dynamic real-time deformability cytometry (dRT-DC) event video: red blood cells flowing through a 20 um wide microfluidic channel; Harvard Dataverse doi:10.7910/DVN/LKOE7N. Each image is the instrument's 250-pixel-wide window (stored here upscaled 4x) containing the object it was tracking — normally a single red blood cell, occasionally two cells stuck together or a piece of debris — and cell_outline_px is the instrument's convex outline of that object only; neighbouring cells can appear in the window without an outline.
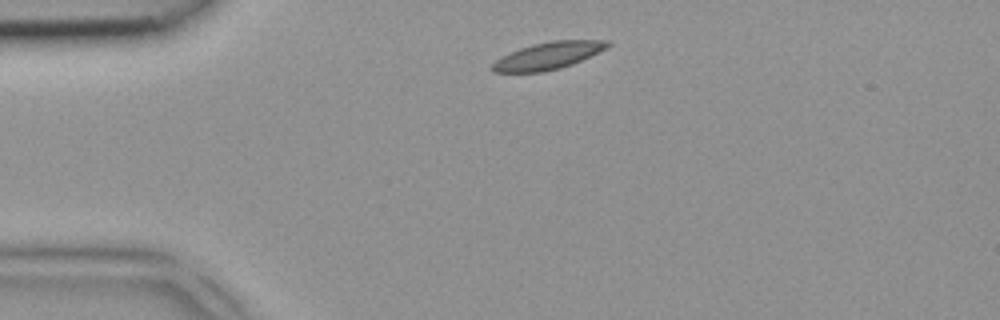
{"species": "common noctule bat (a hibernating species)", "species_latin": "Nyctalus noctula", "temperature_condition": "room temperature", "stored_images_in_passage": 2, "camera_frame_rate_fps": 3000, "um_per_image_px": 0.085, "animal": {"sex": "female", "body_mass_g": 18.4}, "frame": {"image": 1, "passage_image": 1, "time_ms": 0.0, "image_size_px": [1000, 320], "cell_outline_px": [[612, 44], [572, 64], [560, 68], [544, 72], [492, 72], [488, 68], [500, 56], [508, 52], [532, 44], [552, 40], [608, 40]], "centroid_in_image_um": [46.5, 4.74], "position_along_channel_um": 38.5, "area_um2": 18.21}}